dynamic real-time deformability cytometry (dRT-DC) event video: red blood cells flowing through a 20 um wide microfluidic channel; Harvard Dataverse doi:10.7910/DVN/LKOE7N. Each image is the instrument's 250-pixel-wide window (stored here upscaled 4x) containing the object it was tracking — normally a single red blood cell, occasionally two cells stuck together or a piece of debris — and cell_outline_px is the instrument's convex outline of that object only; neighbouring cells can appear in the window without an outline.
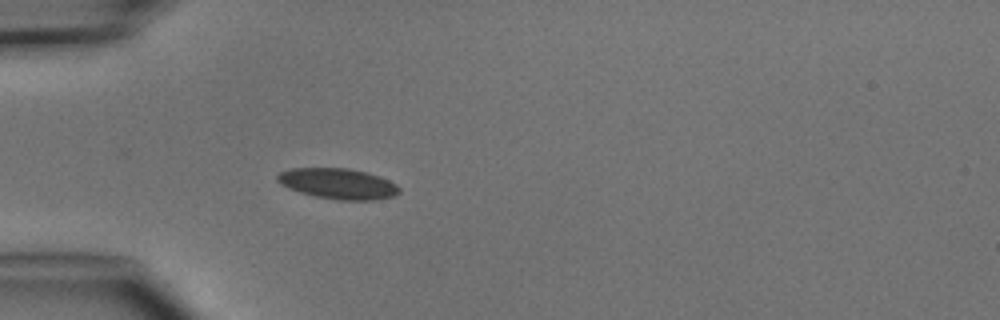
{"species": "common noctule bat (a hibernating species)", "species_latin": "Nyctalus noctula", "temperature_condition": "cold", "stored_images_in_passage": 5, "camera_frame_rate_fps": 3000, "um_per_image_px": 0.085, "animal": {"sex": "male", "body_mass_g": 15.6}, "frame": {"image": 1, "passage_image": 5, "time_ms": 4.667, "image_size_px": [1000, 320], "cell_outline_px": [[400, 192], [392, 196], [376, 200], [336, 200], [316, 196], [300, 192], [288, 188], [280, 184], [276, 180], [276, 176], [280, 172], [292, 168], [348, 168], [364, 172], [388, 180], [396, 184], [400, 188]], "centroid_in_image_um": [28.7, 15.62], "position_along_channel_um": 56.3, "area_um2": 21.62}}